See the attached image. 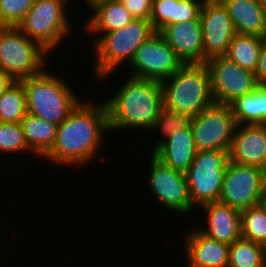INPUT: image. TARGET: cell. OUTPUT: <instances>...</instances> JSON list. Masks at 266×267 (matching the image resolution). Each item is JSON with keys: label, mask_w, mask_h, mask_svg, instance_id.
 <instances>
[{"label": "cell", "mask_w": 266, "mask_h": 267, "mask_svg": "<svg viewBox=\"0 0 266 267\" xmlns=\"http://www.w3.org/2000/svg\"><path fill=\"white\" fill-rule=\"evenodd\" d=\"M105 132H110L105 102L80 101L58 125L55 142L43 159L61 166H84L103 147Z\"/></svg>", "instance_id": "1"}, {"label": "cell", "mask_w": 266, "mask_h": 267, "mask_svg": "<svg viewBox=\"0 0 266 267\" xmlns=\"http://www.w3.org/2000/svg\"><path fill=\"white\" fill-rule=\"evenodd\" d=\"M118 92L106 99L109 131L151 130L163 107L161 82L129 76Z\"/></svg>", "instance_id": "2"}, {"label": "cell", "mask_w": 266, "mask_h": 267, "mask_svg": "<svg viewBox=\"0 0 266 267\" xmlns=\"http://www.w3.org/2000/svg\"><path fill=\"white\" fill-rule=\"evenodd\" d=\"M161 85L163 106L169 110L193 117L215 103L205 63L183 64Z\"/></svg>", "instance_id": "3"}, {"label": "cell", "mask_w": 266, "mask_h": 267, "mask_svg": "<svg viewBox=\"0 0 266 267\" xmlns=\"http://www.w3.org/2000/svg\"><path fill=\"white\" fill-rule=\"evenodd\" d=\"M45 71L21 80L26 94L27 113L59 125L81 99L60 75L58 77Z\"/></svg>", "instance_id": "4"}, {"label": "cell", "mask_w": 266, "mask_h": 267, "mask_svg": "<svg viewBox=\"0 0 266 267\" xmlns=\"http://www.w3.org/2000/svg\"><path fill=\"white\" fill-rule=\"evenodd\" d=\"M155 32L150 20L133 19L121 29L98 35L93 42L95 76L109 79L112 71L121 63L125 60L130 63L137 48Z\"/></svg>", "instance_id": "5"}, {"label": "cell", "mask_w": 266, "mask_h": 267, "mask_svg": "<svg viewBox=\"0 0 266 267\" xmlns=\"http://www.w3.org/2000/svg\"><path fill=\"white\" fill-rule=\"evenodd\" d=\"M48 51L16 26H0V69L15 81L42 73Z\"/></svg>", "instance_id": "6"}, {"label": "cell", "mask_w": 266, "mask_h": 267, "mask_svg": "<svg viewBox=\"0 0 266 267\" xmlns=\"http://www.w3.org/2000/svg\"><path fill=\"white\" fill-rule=\"evenodd\" d=\"M70 0H35L17 28L49 53L68 36L66 6Z\"/></svg>", "instance_id": "7"}, {"label": "cell", "mask_w": 266, "mask_h": 267, "mask_svg": "<svg viewBox=\"0 0 266 267\" xmlns=\"http://www.w3.org/2000/svg\"><path fill=\"white\" fill-rule=\"evenodd\" d=\"M229 161V150L197 151L185 172L193 207L219 201Z\"/></svg>", "instance_id": "8"}, {"label": "cell", "mask_w": 266, "mask_h": 267, "mask_svg": "<svg viewBox=\"0 0 266 267\" xmlns=\"http://www.w3.org/2000/svg\"><path fill=\"white\" fill-rule=\"evenodd\" d=\"M266 171L260 167L229 161L219 202L242 211L263 203Z\"/></svg>", "instance_id": "9"}, {"label": "cell", "mask_w": 266, "mask_h": 267, "mask_svg": "<svg viewBox=\"0 0 266 267\" xmlns=\"http://www.w3.org/2000/svg\"><path fill=\"white\" fill-rule=\"evenodd\" d=\"M237 125L230 105L214 103L192 118L196 150H230Z\"/></svg>", "instance_id": "10"}, {"label": "cell", "mask_w": 266, "mask_h": 267, "mask_svg": "<svg viewBox=\"0 0 266 267\" xmlns=\"http://www.w3.org/2000/svg\"><path fill=\"white\" fill-rule=\"evenodd\" d=\"M205 65L217 104L230 105L238 97L253 93L260 86L254 72L243 69L225 55L210 58Z\"/></svg>", "instance_id": "11"}, {"label": "cell", "mask_w": 266, "mask_h": 267, "mask_svg": "<svg viewBox=\"0 0 266 267\" xmlns=\"http://www.w3.org/2000/svg\"><path fill=\"white\" fill-rule=\"evenodd\" d=\"M128 64L132 69L130 76L163 82L178 71L183 62L156 31L137 48Z\"/></svg>", "instance_id": "12"}, {"label": "cell", "mask_w": 266, "mask_h": 267, "mask_svg": "<svg viewBox=\"0 0 266 267\" xmlns=\"http://www.w3.org/2000/svg\"><path fill=\"white\" fill-rule=\"evenodd\" d=\"M148 178L151 194L170 212L189 214L194 207L190 198L187 178L184 172L174 170L153 153Z\"/></svg>", "instance_id": "13"}, {"label": "cell", "mask_w": 266, "mask_h": 267, "mask_svg": "<svg viewBox=\"0 0 266 267\" xmlns=\"http://www.w3.org/2000/svg\"><path fill=\"white\" fill-rule=\"evenodd\" d=\"M199 19L203 63L210 58L226 55L236 32L224 4L220 0H204Z\"/></svg>", "instance_id": "14"}, {"label": "cell", "mask_w": 266, "mask_h": 267, "mask_svg": "<svg viewBox=\"0 0 266 267\" xmlns=\"http://www.w3.org/2000/svg\"><path fill=\"white\" fill-rule=\"evenodd\" d=\"M230 161L266 171V125H237L229 150Z\"/></svg>", "instance_id": "15"}, {"label": "cell", "mask_w": 266, "mask_h": 267, "mask_svg": "<svg viewBox=\"0 0 266 267\" xmlns=\"http://www.w3.org/2000/svg\"><path fill=\"white\" fill-rule=\"evenodd\" d=\"M159 33L183 62L203 63L202 28L200 20L169 23Z\"/></svg>", "instance_id": "16"}, {"label": "cell", "mask_w": 266, "mask_h": 267, "mask_svg": "<svg viewBox=\"0 0 266 267\" xmlns=\"http://www.w3.org/2000/svg\"><path fill=\"white\" fill-rule=\"evenodd\" d=\"M185 233V257L188 267H228L230 245L208 237L198 230Z\"/></svg>", "instance_id": "17"}, {"label": "cell", "mask_w": 266, "mask_h": 267, "mask_svg": "<svg viewBox=\"0 0 266 267\" xmlns=\"http://www.w3.org/2000/svg\"><path fill=\"white\" fill-rule=\"evenodd\" d=\"M207 215V226L198 229L208 237L231 245L241 236V211L221 202L208 203L201 206Z\"/></svg>", "instance_id": "18"}, {"label": "cell", "mask_w": 266, "mask_h": 267, "mask_svg": "<svg viewBox=\"0 0 266 267\" xmlns=\"http://www.w3.org/2000/svg\"><path fill=\"white\" fill-rule=\"evenodd\" d=\"M237 34L266 36V4L259 0H220Z\"/></svg>", "instance_id": "19"}, {"label": "cell", "mask_w": 266, "mask_h": 267, "mask_svg": "<svg viewBox=\"0 0 266 267\" xmlns=\"http://www.w3.org/2000/svg\"><path fill=\"white\" fill-rule=\"evenodd\" d=\"M152 153L174 170L185 173L197 153L191 128L176 131Z\"/></svg>", "instance_id": "20"}, {"label": "cell", "mask_w": 266, "mask_h": 267, "mask_svg": "<svg viewBox=\"0 0 266 267\" xmlns=\"http://www.w3.org/2000/svg\"><path fill=\"white\" fill-rule=\"evenodd\" d=\"M90 12L93 14L86 21V28L90 30L89 32L95 33L96 36L121 29L134 19L119 0L101 2Z\"/></svg>", "instance_id": "21"}, {"label": "cell", "mask_w": 266, "mask_h": 267, "mask_svg": "<svg viewBox=\"0 0 266 267\" xmlns=\"http://www.w3.org/2000/svg\"><path fill=\"white\" fill-rule=\"evenodd\" d=\"M20 124L28 148L38 157H44L55 142L58 125L29 113Z\"/></svg>", "instance_id": "22"}, {"label": "cell", "mask_w": 266, "mask_h": 267, "mask_svg": "<svg viewBox=\"0 0 266 267\" xmlns=\"http://www.w3.org/2000/svg\"><path fill=\"white\" fill-rule=\"evenodd\" d=\"M230 106L238 125H266V85H260L253 93L238 97Z\"/></svg>", "instance_id": "23"}, {"label": "cell", "mask_w": 266, "mask_h": 267, "mask_svg": "<svg viewBox=\"0 0 266 267\" xmlns=\"http://www.w3.org/2000/svg\"><path fill=\"white\" fill-rule=\"evenodd\" d=\"M264 38L236 33L225 56L243 69L255 72Z\"/></svg>", "instance_id": "24"}, {"label": "cell", "mask_w": 266, "mask_h": 267, "mask_svg": "<svg viewBox=\"0 0 266 267\" xmlns=\"http://www.w3.org/2000/svg\"><path fill=\"white\" fill-rule=\"evenodd\" d=\"M228 267H266V247L240 238L229 247Z\"/></svg>", "instance_id": "25"}, {"label": "cell", "mask_w": 266, "mask_h": 267, "mask_svg": "<svg viewBox=\"0 0 266 267\" xmlns=\"http://www.w3.org/2000/svg\"><path fill=\"white\" fill-rule=\"evenodd\" d=\"M27 114L22 81H15L0 94V122H20Z\"/></svg>", "instance_id": "26"}, {"label": "cell", "mask_w": 266, "mask_h": 267, "mask_svg": "<svg viewBox=\"0 0 266 267\" xmlns=\"http://www.w3.org/2000/svg\"><path fill=\"white\" fill-rule=\"evenodd\" d=\"M241 236L266 247V208L262 204L241 211Z\"/></svg>", "instance_id": "27"}, {"label": "cell", "mask_w": 266, "mask_h": 267, "mask_svg": "<svg viewBox=\"0 0 266 267\" xmlns=\"http://www.w3.org/2000/svg\"><path fill=\"white\" fill-rule=\"evenodd\" d=\"M192 118V116L169 110L163 106L160 109L159 116L155 119L154 125L151 128L152 131L156 130L157 132V129H159V131L163 134V138H160L161 140L155 142L156 144H154L151 152H153L162 142H164L165 139L172 136L176 131L191 128Z\"/></svg>", "instance_id": "28"}, {"label": "cell", "mask_w": 266, "mask_h": 267, "mask_svg": "<svg viewBox=\"0 0 266 267\" xmlns=\"http://www.w3.org/2000/svg\"><path fill=\"white\" fill-rule=\"evenodd\" d=\"M29 151L20 122H0V152L15 154Z\"/></svg>", "instance_id": "29"}, {"label": "cell", "mask_w": 266, "mask_h": 267, "mask_svg": "<svg viewBox=\"0 0 266 267\" xmlns=\"http://www.w3.org/2000/svg\"><path fill=\"white\" fill-rule=\"evenodd\" d=\"M35 0H0V26H17Z\"/></svg>", "instance_id": "30"}, {"label": "cell", "mask_w": 266, "mask_h": 267, "mask_svg": "<svg viewBox=\"0 0 266 267\" xmlns=\"http://www.w3.org/2000/svg\"><path fill=\"white\" fill-rule=\"evenodd\" d=\"M178 0H153L150 21L155 31H160L174 18Z\"/></svg>", "instance_id": "31"}, {"label": "cell", "mask_w": 266, "mask_h": 267, "mask_svg": "<svg viewBox=\"0 0 266 267\" xmlns=\"http://www.w3.org/2000/svg\"><path fill=\"white\" fill-rule=\"evenodd\" d=\"M204 0H178L175 5L174 18L170 23H184L192 20H200Z\"/></svg>", "instance_id": "32"}, {"label": "cell", "mask_w": 266, "mask_h": 267, "mask_svg": "<svg viewBox=\"0 0 266 267\" xmlns=\"http://www.w3.org/2000/svg\"><path fill=\"white\" fill-rule=\"evenodd\" d=\"M134 19L150 20L153 0H119Z\"/></svg>", "instance_id": "33"}, {"label": "cell", "mask_w": 266, "mask_h": 267, "mask_svg": "<svg viewBox=\"0 0 266 267\" xmlns=\"http://www.w3.org/2000/svg\"><path fill=\"white\" fill-rule=\"evenodd\" d=\"M254 73L259 85H266V37L263 40L258 65Z\"/></svg>", "instance_id": "34"}, {"label": "cell", "mask_w": 266, "mask_h": 267, "mask_svg": "<svg viewBox=\"0 0 266 267\" xmlns=\"http://www.w3.org/2000/svg\"><path fill=\"white\" fill-rule=\"evenodd\" d=\"M14 82L15 80L10 75L0 69V94Z\"/></svg>", "instance_id": "35"}, {"label": "cell", "mask_w": 266, "mask_h": 267, "mask_svg": "<svg viewBox=\"0 0 266 267\" xmlns=\"http://www.w3.org/2000/svg\"><path fill=\"white\" fill-rule=\"evenodd\" d=\"M84 1V0H83ZM104 1H108V0H85V3L88 6V9L91 10L92 8H94L97 4L104 2Z\"/></svg>", "instance_id": "36"}, {"label": "cell", "mask_w": 266, "mask_h": 267, "mask_svg": "<svg viewBox=\"0 0 266 267\" xmlns=\"http://www.w3.org/2000/svg\"><path fill=\"white\" fill-rule=\"evenodd\" d=\"M262 205L266 208V200L263 201Z\"/></svg>", "instance_id": "37"}, {"label": "cell", "mask_w": 266, "mask_h": 267, "mask_svg": "<svg viewBox=\"0 0 266 267\" xmlns=\"http://www.w3.org/2000/svg\"><path fill=\"white\" fill-rule=\"evenodd\" d=\"M260 2H262L263 4H266V0H259Z\"/></svg>", "instance_id": "38"}, {"label": "cell", "mask_w": 266, "mask_h": 267, "mask_svg": "<svg viewBox=\"0 0 266 267\" xmlns=\"http://www.w3.org/2000/svg\"><path fill=\"white\" fill-rule=\"evenodd\" d=\"M264 200H266V185H265V199Z\"/></svg>", "instance_id": "39"}]
</instances>
